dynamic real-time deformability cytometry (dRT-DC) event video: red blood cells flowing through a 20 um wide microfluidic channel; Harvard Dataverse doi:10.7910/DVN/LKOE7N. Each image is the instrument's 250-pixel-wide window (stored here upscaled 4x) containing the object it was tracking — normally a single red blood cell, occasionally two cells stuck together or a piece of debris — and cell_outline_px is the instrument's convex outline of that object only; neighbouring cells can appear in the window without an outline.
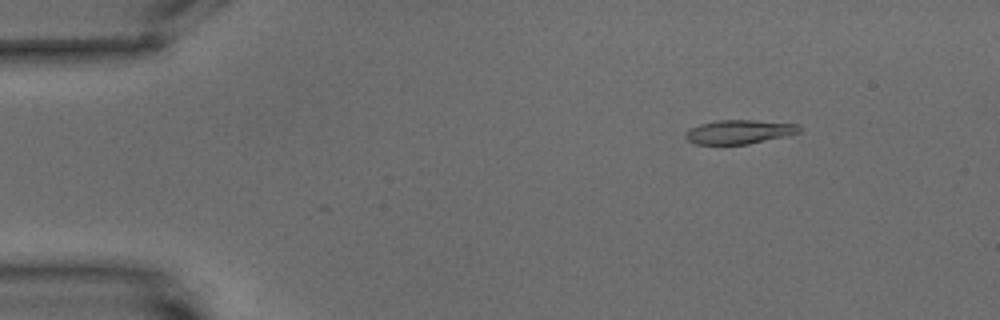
{"species": "common noctule bat (a hibernating species)", "species_latin": "Nyctalus noctula", "temperature_condition": "warm", "stored_images_in_passage": 5, "camera_frame_rate_fps": 3000, "um_per_image_px": 0.085, "animal": {"sex": "male", "body_mass_g": 15.6}, "frame": {"image": 1, "passage_image": 2, "time_ms": 1.333, "image_size_px": [1000, 320], "cell_outline_px": [[800, 132], [784, 136], [748, 144], [696, 144], [688, 140], [684, 136], [684, 132], [700, 124], [716, 120], [756, 120], [796, 124], [800, 128]], "centroid_in_image_um": [62.79, 11.2], "position_along_channel_um": 22.2, "area_um2": 15.72}}
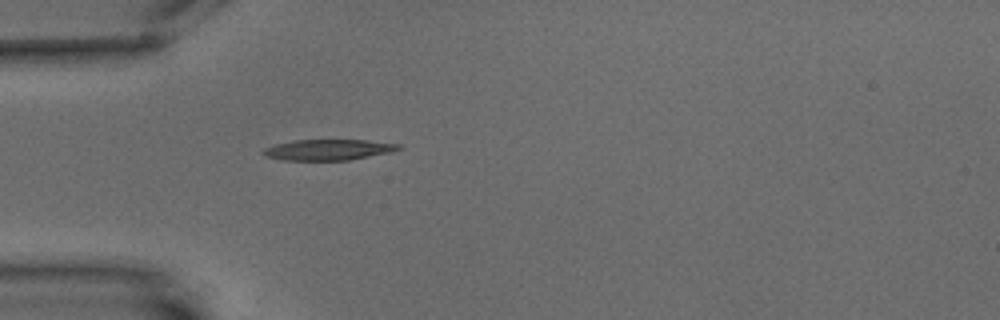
{"frame": {"image": 2, "passage_image": 5, "time_ms": 4.667, "image_size_px": [1000, 320], "cell_outline_px": [[404, 148], [392, 152], [348, 160], [284, 160], [264, 156], [260, 152], [264, 148], [276, 144], [292, 140], [364, 140], [400, 144]], "centroid_in_image_um": [27.9, 12.73], "position_along_channel_um": 57.1, "area_um2": 16.47}}